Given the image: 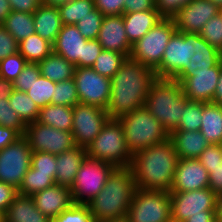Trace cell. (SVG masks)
Wrapping results in <instances>:
<instances>
[{"mask_svg":"<svg viewBox=\"0 0 222 222\" xmlns=\"http://www.w3.org/2000/svg\"><path fill=\"white\" fill-rule=\"evenodd\" d=\"M155 70L127 58L111 78V94L106 108L110 119H119L131 111L145 106Z\"/></svg>","mask_w":222,"mask_h":222,"instance_id":"1","label":"cell"},{"mask_svg":"<svg viewBox=\"0 0 222 222\" xmlns=\"http://www.w3.org/2000/svg\"><path fill=\"white\" fill-rule=\"evenodd\" d=\"M178 159L170 138L137 152L130 165L137 189L170 192Z\"/></svg>","mask_w":222,"mask_h":222,"instance_id":"2","label":"cell"},{"mask_svg":"<svg viewBox=\"0 0 222 222\" xmlns=\"http://www.w3.org/2000/svg\"><path fill=\"white\" fill-rule=\"evenodd\" d=\"M136 190L131 168H116L103 189L87 204L93 221L125 219Z\"/></svg>","mask_w":222,"mask_h":222,"instance_id":"3","label":"cell"},{"mask_svg":"<svg viewBox=\"0 0 222 222\" xmlns=\"http://www.w3.org/2000/svg\"><path fill=\"white\" fill-rule=\"evenodd\" d=\"M188 100L182 92L180 82L170 78H157L150 88L145 107L170 134L178 128Z\"/></svg>","mask_w":222,"mask_h":222,"instance_id":"4","label":"cell"},{"mask_svg":"<svg viewBox=\"0 0 222 222\" xmlns=\"http://www.w3.org/2000/svg\"><path fill=\"white\" fill-rule=\"evenodd\" d=\"M122 124L126 145L132 155L167 140L168 131L144 106L118 119Z\"/></svg>","mask_w":222,"mask_h":222,"instance_id":"5","label":"cell"},{"mask_svg":"<svg viewBox=\"0 0 222 222\" xmlns=\"http://www.w3.org/2000/svg\"><path fill=\"white\" fill-rule=\"evenodd\" d=\"M87 156L114 165L130 167L133 155L128 150L122 124L118 119H109L100 133L86 149Z\"/></svg>","mask_w":222,"mask_h":222,"instance_id":"6","label":"cell"},{"mask_svg":"<svg viewBox=\"0 0 222 222\" xmlns=\"http://www.w3.org/2000/svg\"><path fill=\"white\" fill-rule=\"evenodd\" d=\"M115 169L110 163L86 155L70 188L73 203L87 205L103 189Z\"/></svg>","mask_w":222,"mask_h":222,"instance_id":"7","label":"cell"},{"mask_svg":"<svg viewBox=\"0 0 222 222\" xmlns=\"http://www.w3.org/2000/svg\"><path fill=\"white\" fill-rule=\"evenodd\" d=\"M175 31L174 20L163 18L147 34L132 44L130 58L156 70L161 65L165 48Z\"/></svg>","mask_w":222,"mask_h":222,"instance_id":"8","label":"cell"},{"mask_svg":"<svg viewBox=\"0 0 222 222\" xmlns=\"http://www.w3.org/2000/svg\"><path fill=\"white\" fill-rule=\"evenodd\" d=\"M126 219L129 222H168L171 219L170 193L137 189Z\"/></svg>","mask_w":222,"mask_h":222,"instance_id":"9","label":"cell"},{"mask_svg":"<svg viewBox=\"0 0 222 222\" xmlns=\"http://www.w3.org/2000/svg\"><path fill=\"white\" fill-rule=\"evenodd\" d=\"M197 50V33L175 31L165 48L161 65L155 70L157 78L175 79L190 64Z\"/></svg>","mask_w":222,"mask_h":222,"instance_id":"10","label":"cell"},{"mask_svg":"<svg viewBox=\"0 0 222 222\" xmlns=\"http://www.w3.org/2000/svg\"><path fill=\"white\" fill-rule=\"evenodd\" d=\"M31 157L32 150L24 135L0 150V182L18 190L24 175L31 167Z\"/></svg>","mask_w":222,"mask_h":222,"instance_id":"11","label":"cell"},{"mask_svg":"<svg viewBox=\"0 0 222 222\" xmlns=\"http://www.w3.org/2000/svg\"><path fill=\"white\" fill-rule=\"evenodd\" d=\"M109 119L106 109L77 103L71 130L75 146L87 149Z\"/></svg>","mask_w":222,"mask_h":222,"instance_id":"12","label":"cell"},{"mask_svg":"<svg viewBox=\"0 0 222 222\" xmlns=\"http://www.w3.org/2000/svg\"><path fill=\"white\" fill-rule=\"evenodd\" d=\"M73 80L79 103L106 109L111 94V79L101 76L91 67H76Z\"/></svg>","mask_w":222,"mask_h":222,"instance_id":"13","label":"cell"},{"mask_svg":"<svg viewBox=\"0 0 222 222\" xmlns=\"http://www.w3.org/2000/svg\"><path fill=\"white\" fill-rule=\"evenodd\" d=\"M32 152L58 155L75 147L72 132L43 125L37 121L26 126L25 135Z\"/></svg>","mask_w":222,"mask_h":222,"instance_id":"14","label":"cell"},{"mask_svg":"<svg viewBox=\"0 0 222 222\" xmlns=\"http://www.w3.org/2000/svg\"><path fill=\"white\" fill-rule=\"evenodd\" d=\"M171 219L184 222L190 216L216 211L217 194L209 187L188 192H169Z\"/></svg>","mask_w":222,"mask_h":222,"instance_id":"15","label":"cell"},{"mask_svg":"<svg viewBox=\"0 0 222 222\" xmlns=\"http://www.w3.org/2000/svg\"><path fill=\"white\" fill-rule=\"evenodd\" d=\"M222 70V60L212 68L194 69L180 83L183 94L190 101L212 102Z\"/></svg>","mask_w":222,"mask_h":222,"instance_id":"16","label":"cell"},{"mask_svg":"<svg viewBox=\"0 0 222 222\" xmlns=\"http://www.w3.org/2000/svg\"><path fill=\"white\" fill-rule=\"evenodd\" d=\"M220 9L208 0H192L179 10L173 18L176 31L183 33H200L204 24L220 13Z\"/></svg>","mask_w":222,"mask_h":222,"instance_id":"17","label":"cell"},{"mask_svg":"<svg viewBox=\"0 0 222 222\" xmlns=\"http://www.w3.org/2000/svg\"><path fill=\"white\" fill-rule=\"evenodd\" d=\"M209 187V173L198 159H178L170 192H188Z\"/></svg>","mask_w":222,"mask_h":222,"instance_id":"18","label":"cell"},{"mask_svg":"<svg viewBox=\"0 0 222 222\" xmlns=\"http://www.w3.org/2000/svg\"><path fill=\"white\" fill-rule=\"evenodd\" d=\"M97 41L105 50L115 51L130 58L132 44L127 38L123 16H104Z\"/></svg>","mask_w":222,"mask_h":222,"instance_id":"19","label":"cell"},{"mask_svg":"<svg viewBox=\"0 0 222 222\" xmlns=\"http://www.w3.org/2000/svg\"><path fill=\"white\" fill-rule=\"evenodd\" d=\"M87 40L76 25H63L52 44L53 52L61 55L76 67H82Z\"/></svg>","mask_w":222,"mask_h":222,"instance_id":"20","label":"cell"},{"mask_svg":"<svg viewBox=\"0 0 222 222\" xmlns=\"http://www.w3.org/2000/svg\"><path fill=\"white\" fill-rule=\"evenodd\" d=\"M36 208L48 218L57 217L74 203L68 187L55 184L32 196Z\"/></svg>","mask_w":222,"mask_h":222,"instance_id":"21","label":"cell"},{"mask_svg":"<svg viewBox=\"0 0 222 222\" xmlns=\"http://www.w3.org/2000/svg\"><path fill=\"white\" fill-rule=\"evenodd\" d=\"M86 155V149L78 146L56 155V184L71 188Z\"/></svg>","mask_w":222,"mask_h":222,"instance_id":"22","label":"cell"},{"mask_svg":"<svg viewBox=\"0 0 222 222\" xmlns=\"http://www.w3.org/2000/svg\"><path fill=\"white\" fill-rule=\"evenodd\" d=\"M169 138L179 159H198L201 152L209 145L200 130H174Z\"/></svg>","mask_w":222,"mask_h":222,"instance_id":"23","label":"cell"},{"mask_svg":"<svg viewBox=\"0 0 222 222\" xmlns=\"http://www.w3.org/2000/svg\"><path fill=\"white\" fill-rule=\"evenodd\" d=\"M33 18L35 34L53 44L63 26L58 7L40 4Z\"/></svg>","mask_w":222,"mask_h":222,"instance_id":"24","label":"cell"},{"mask_svg":"<svg viewBox=\"0 0 222 222\" xmlns=\"http://www.w3.org/2000/svg\"><path fill=\"white\" fill-rule=\"evenodd\" d=\"M4 222H49L37 208L32 196L18 194L4 213Z\"/></svg>","mask_w":222,"mask_h":222,"instance_id":"25","label":"cell"},{"mask_svg":"<svg viewBox=\"0 0 222 222\" xmlns=\"http://www.w3.org/2000/svg\"><path fill=\"white\" fill-rule=\"evenodd\" d=\"M123 23L131 44L141 39L163 18L156 10L123 13Z\"/></svg>","mask_w":222,"mask_h":222,"instance_id":"26","label":"cell"},{"mask_svg":"<svg viewBox=\"0 0 222 222\" xmlns=\"http://www.w3.org/2000/svg\"><path fill=\"white\" fill-rule=\"evenodd\" d=\"M194 55L190 59V64L185 68L175 80L181 82L186 78L194 69L197 68H212L216 66L221 60V52L212 47L206 42L200 34L197 33V50L194 51Z\"/></svg>","mask_w":222,"mask_h":222,"instance_id":"27","label":"cell"},{"mask_svg":"<svg viewBox=\"0 0 222 222\" xmlns=\"http://www.w3.org/2000/svg\"><path fill=\"white\" fill-rule=\"evenodd\" d=\"M200 132L209 144H219L222 140V106L213 102L202 107Z\"/></svg>","mask_w":222,"mask_h":222,"instance_id":"28","label":"cell"},{"mask_svg":"<svg viewBox=\"0 0 222 222\" xmlns=\"http://www.w3.org/2000/svg\"><path fill=\"white\" fill-rule=\"evenodd\" d=\"M38 65L41 75L55 83L72 79L76 68L74 64L55 52L38 62Z\"/></svg>","mask_w":222,"mask_h":222,"instance_id":"29","label":"cell"},{"mask_svg":"<svg viewBox=\"0 0 222 222\" xmlns=\"http://www.w3.org/2000/svg\"><path fill=\"white\" fill-rule=\"evenodd\" d=\"M73 107L49 104L40 109L37 122L56 129L71 131Z\"/></svg>","mask_w":222,"mask_h":222,"instance_id":"30","label":"cell"},{"mask_svg":"<svg viewBox=\"0 0 222 222\" xmlns=\"http://www.w3.org/2000/svg\"><path fill=\"white\" fill-rule=\"evenodd\" d=\"M18 52L27 62L38 63L53 52V46L38 34H33L18 43Z\"/></svg>","mask_w":222,"mask_h":222,"instance_id":"31","label":"cell"},{"mask_svg":"<svg viewBox=\"0 0 222 222\" xmlns=\"http://www.w3.org/2000/svg\"><path fill=\"white\" fill-rule=\"evenodd\" d=\"M2 25L18 43L35 34L33 13L11 11Z\"/></svg>","mask_w":222,"mask_h":222,"instance_id":"32","label":"cell"},{"mask_svg":"<svg viewBox=\"0 0 222 222\" xmlns=\"http://www.w3.org/2000/svg\"><path fill=\"white\" fill-rule=\"evenodd\" d=\"M9 104L26 125L37 121L40 109L27 93L15 89L9 97Z\"/></svg>","mask_w":222,"mask_h":222,"instance_id":"33","label":"cell"},{"mask_svg":"<svg viewBox=\"0 0 222 222\" xmlns=\"http://www.w3.org/2000/svg\"><path fill=\"white\" fill-rule=\"evenodd\" d=\"M95 9V0H70L58 7L63 25H75Z\"/></svg>","mask_w":222,"mask_h":222,"instance_id":"34","label":"cell"},{"mask_svg":"<svg viewBox=\"0 0 222 222\" xmlns=\"http://www.w3.org/2000/svg\"><path fill=\"white\" fill-rule=\"evenodd\" d=\"M55 184V179L50 174L37 173V170L31 166L23 177L18 194L33 196Z\"/></svg>","mask_w":222,"mask_h":222,"instance_id":"35","label":"cell"},{"mask_svg":"<svg viewBox=\"0 0 222 222\" xmlns=\"http://www.w3.org/2000/svg\"><path fill=\"white\" fill-rule=\"evenodd\" d=\"M127 58L124 54L103 49L91 68L101 76L111 79Z\"/></svg>","mask_w":222,"mask_h":222,"instance_id":"36","label":"cell"},{"mask_svg":"<svg viewBox=\"0 0 222 222\" xmlns=\"http://www.w3.org/2000/svg\"><path fill=\"white\" fill-rule=\"evenodd\" d=\"M54 88L55 82L40 75L37 79H34V82L26 93L37 104L38 108L41 109L51 104Z\"/></svg>","mask_w":222,"mask_h":222,"instance_id":"37","label":"cell"},{"mask_svg":"<svg viewBox=\"0 0 222 222\" xmlns=\"http://www.w3.org/2000/svg\"><path fill=\"white\" fill-rule=\"evenodd\" d=\"M205 102H197L188 100L185 103L182 119L176 130L198 131L201 127L202 107Z\"/></svg>","mask_w":222,"mask_h":222,"instance_id":"38","label":"cell"},{"mask_svg":"<svg viewBox=\"0 0 222 222\" xmlns=\"http://www.w3.org/2000/svg\"><path fill=\"white\" fill-rule=\"evenodd\" d=\"M77 103L79 98L73 78L55 83L51 104L74 107Z\"/></svg>","mask_w":222,"mask_h":222,"instance_id":"39","label":"cell"},{"mask_svg":"<svg viewBox=\"0 0 222 222\" xmlns=\"http://www.w3.org/2000/svg\"><path fill=\"white\" fill-rule=\"evenodd\" d=\"M104 15L96 8L76 23L79 32L88 40H97Z\"/></svg>","mask_w":222,"mask_h":222,"instance_id":"40","label":"cell"},{"mask_svg":"<svg viewBox=\"0 0 222 222\" xmlns=\"http://www.w3.org/2000/svg\"><path fill=\"white\" fill-rule=\"evenodd\" d=\"M200 36L212 47L222 52V14L210 18L200 31Z\"/></svg>","mask_w":222,"mask_h":222,"instance_id":"41","label":"cell"},{"mask_svg":"<svg viewBox=\"0 0 222 222\" xmlns=\"http://www.w3.org/2000/svg\"><path fill=\"white\" fill-rule=\"evenodd\" d=\"M0 125L16 130L21 136L25 135L27 125L10 107L9 99H0Z\"/></svg>","mask_w":222,"mask_h":222,"instance_id":"42","label":"cell"},{"mask_svg":"<svg viewBox=\"0 0 222 222\" xmlns=\"http://www.w3.org/2000/svg\"><path fill=\"white\" fill-rule=\"evenodd\" d=\"M27 63L19 52L0 60V77L14 82Z\"/></svg>","mask_w":222,"mask_h":222,"instance_id":"43","label":"cell"},{"mask_svg":"<svg viewBox=\"0 0 222 222\" xmlns=\"http://www.w3.org/2000/svg\"><path fill=\"white\" fill-rule=\"evenodd\" d=\"M49 222H94L87 205L73 204L57 217L49 218Z\"/></svg>","mask_w":222,"mask_h":222,"instance_id":"44","label":"cell"},{"mask_svg":"<svg viewBox=\"0 0 222 222\" xmlns=\"http://www.w3.org/2000/svg\"><path fill=\"white\" fill-rule=\"evenodd\" d=\"M31 166L37 173L50 174L55 179L56 155L48 152H32Z\"/></svg>","mask_w":222,"mask_h":222,"instance_id":"45","label":"cell"},{"mask_svg":"<svg viewBox=\"0 0 222 222\" xmlns=\"http://www.w3.org/2000/svg\"><path fill=\"white\" fill-rule=\"evenodd\" d=\"M40 75L38 63L28 62L19 76L14 80V88L26 93L34 82V79H37Z\"/></svg>","mask_w":222,"mask_h":222,"instance_id":"46","label":"cell"},{"mask_svg":"<svg viewBox=\"0 0 222 222\" xmlns=\"http://www.w3.org/2000/svg\"><path fill=\"white\" fill-rule=\"evenodd\" d=\"M155 9L164 19H173L180 9L187 6L192 0H154Z\"/></svg>","mask_w":222,"mask_h":222,"instance_id":"47","label":"cell"},{"mask_svg":"<svg viewBox=\"0 0 222 222\" xmlns=\"http://www.w3.org/2000/svg\"><path fill=\"white\" fill-rule=\"evenodd\" d=\"M15 53H18V42L7 29L0 24V60Z\"/></svg>","mask_w":222,"mask_h":222,"instance_id":"48","label":"cell"},{"mask_svg":"<svg viewBox=\"0 0 222 222\" xmlns=\"http://www.w3.org/2000/svg\"><path fill=\"white\" fill-rule=\"evenodd\" d=\"M198 160L208 171V166L221 165L222 152L217 144H209L200 154Z\"/></svg>","mask_w":222,"mask_h":222,"instance_id":"49","label":"cell"},{"mask_svg":"<svg viewBox=\"0 0 222 222\" xmlns=\"http://www.w3.org/2000/svg\"><path fill=\"white\" fill-rule=\"evenodd\" d=\"M125 0H95V8L104 16L122 15Z\"/></svg>","mask_w":222,"mask_h":222,"instance_id":"50","label":"cell"},{"mask_svg":"<svg viewBox=\"0 0 222 222\" xmlns=\"http://www.w3.org/2000/svg\"><path fill=\"white\" fill-rule=\"evenodd\" d=\"M102 50V45L97 40H87L82 67H92Z\"/></svg>","mask_w":222,"mask_h":222,"instance_id":"51","label":"cell"},{"mask_svg":"<svg viewBox=\"0 0 222 222\" xmlns=\"http://www.w3.org/2000/svg\"><path fill=\"white\" fill-rule=\"evenodd\" d=\"M17 195L18 190L16 188L7 183L0 182V212L4 214Z\"/></svg>","mask_w":222,"mask_h":222,"instance_id":"52","label":"cell"},{"mask_svg":"<svg viewBox=\"0 0 222 222\" xmlns=\"http://www.w3.org/2000/svg\"><path fill=\"white\" fill-rule=\"evenodd\" d=\"M155 9L154 0H125L124 13L149 11Z\"/></svg>","mask_w":222,"mask_h":222,"instance_id":"53","label":"cell"},{"mask_svg":"<svg viewBox=\"0 0 222 222\" xmlns=\"http://www.w3.org/2000/svg\"><path fill=\"white\" fill-rule=\"evenodd\" d=\"M209 188L217 195L222 193V163L221 165L208 166Z\"/></svg>","mask_w":222,"mask_h":222,"instance_id":"54","label":"cell"},{"mask_svg":"<svg viewBox=\"0 0 222 222\" xmlns=\"http://www.w3.org/2000/svg\"><path fill=\"white\" fill-rule=\"evenodd\" d=\"M12 11L34 13L41 4L39 0H8Z\"/></svg>","mask_w":222,"mask_h":222,"instance_id":"55","label":"cell"},{"mask_svg":"<svg viewBox=\"0 0 222 222\" xmlns=\"http://www.w3.org/2000/svg\"><path fill=\"white\" fill-rule=\"evenodd\" d=\"M20 137L21 135L16 130L0 125V150H3Z\"/></svg>","mask_w":222,"mask_h":222,"instance_id":"56","label":"cell"},{"mask_svg":"<svg viewBox=\"0 0 222 222\" xmlns=\"http://www.w3.org/2000/svg\"><path fill=\"white\" fill-rule=\"evenodd\" d=\"M14 90L13 81L0 77V99H9Z\"/></svg>","mask_w":222,"mask_h":222,"instance_id":"57","label":"cell"},{"mask_svg":"<svg viewBox=\"0 0 222 222\" xmlns=\"http://www.w3.org/2000/svg\"><path fill=\"white\" fill-rule=\"evenodd\" d=\"M184 222H217L216 211H204V215L190 216Z\"/></svg>","mask_w":222,"mask_h":222,"instance_id":"58","label":"cell"},{"mask_svg":"<svg viewBox=\"0 0 222 222\" xmlns=\"http://www.w3.org/2000/svg\"><path fill=\"white\" fill-rule=\"evenodd\" d=\"M12 9L8 0H0V24H3Z\"/></svg>","mask_w":222,"mask_h":222,"instance_id":"59","label":"cell"},{"mask_svg":"<svg viewBox=\"0 0 222 222\" xmlns=\"http://www.w3.org/2000/svg\"><path fill=\"white\" fill-rule=\"evenodd\" d=\"M212 102L222 106V70L220 71V76L216 85L215 94Z\"/></svg>","mask_w":222,"mask_h":222,"instance_id":"60","label":"cell"},{"mask_svg":"<svg viewBox=\"0 0 222 222\" xmlns=\"http://www.w3.org/2000/svg\"><path fill=\"white\" fill-rule=\"evenodd\" d=\"M216 214L217 222H222V193L217 195Z\"/></svg>","mask_w":222,"mask_h":222,"instance_id":"61","label":"cell"},{"mask_svg":"<svg viewBox=\"0 0 222 222\" xmlns=\"http://www.w3.org/2000/svg\"><path fill=\"white\" fill-rule=\"evenodd\" d=\"M70 0H43L41 4L46 6H53V7H59L60 5H63L67 3Z\"/></svg>","mask_w":222,"mask_h":222,"instance_id":"62","label":"cell"},{"mask_svg":"<svg viewBox=\"0 0 222 222\" xmlns=\"http://www.w3.org/2000/svg\"><path fill=\"white\" fill-rule=\"evenodd\" d=\"M212 3H214L215 5H217L219 8H222V0H208Z\"/></svg>","mask_w":222,"mask_h":222,"instance_id":"63","label":"cell"},{"mask_svg":"<svg viewBox=\"0 0 222 222\" xmlns=\"http://www.w3.org/2000/svg\"><path fill=\"white\" fill-rule=\"evenodd\" d=\"M102 222H129V221L125 218V219H120V220H106Z\"/></svg>","mask_w":222,"mask_h":222,"instance_id":"64","label":"cell"},{"mask_svg":"<svg viewBox=\"0 0 222 222\" xmlns=\"http://www.w3.org/2000/svg\"><path fill=\"white\" fill-rule=\"evenodd\" d=\"M0 222H4V214L0 212Z\"/></svg>","mask_w":222,"mask_h":222,"instance_id":"65","label":"cell"},{"mask_svg":"<svg viewBox=\"0 0 222 222\" xmlns=\"http://www.w3.org/2000/svg\"><path fill=\"white\" fill-rule=\"evenodd\" d=\"M220 146L221 152H222V140L220 141V143L218 144Z\"/></svg>","mask_w":222,"mask_h":222,"instance_id":"66","label":"cell"},{"mask_svg":"<svg viewBox=\"0 0 222 222\" xmlns=\"http://www.w3.org/2000/svg\"><path fill=\"white\" fill-rule=\"evenodd\" d=\"M168 222H181V221H176V220L170 219Z\"/></svg>","mask_w":222,"mask_h":222,"instance_id":"67","label":"cell"}]
</instances>
